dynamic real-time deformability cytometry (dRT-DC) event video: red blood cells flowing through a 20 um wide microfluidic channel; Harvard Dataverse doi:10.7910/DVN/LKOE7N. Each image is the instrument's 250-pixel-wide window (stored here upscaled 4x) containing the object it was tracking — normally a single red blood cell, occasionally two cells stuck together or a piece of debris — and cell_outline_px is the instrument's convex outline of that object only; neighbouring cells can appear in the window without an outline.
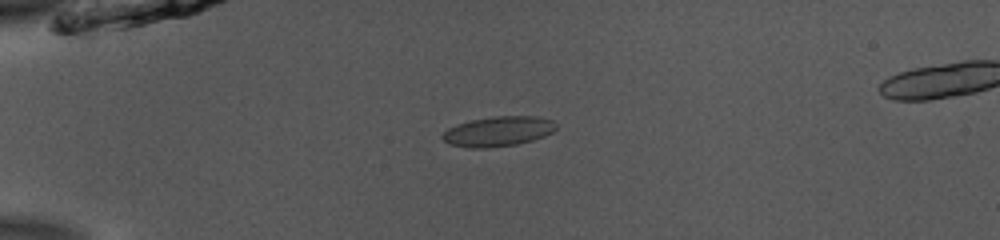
{"species": "common noctule bat (a hibernating species)", "species_latin": "Nyctalus noctula", "temperature_condition": "room temperature", "stored_images_in_passage": 39, "camera_frame_rate_fps": 3000, "um_per_image_px": 0.085, "animal": {"sex": "male", "body_mass_g": 13.0, "forearm_length_mm": 53.1}, "frame": {"image": 1, "passage_image": 1, "time_ms": 0.0, "image_size_px": [1000, 240], "cell_outline_px": [[556, 128], [552, 132], [544, 136], [532, 140], [516, 144], [488, 148], [468, 148], [448, 144], [440, 136], [448, 128], [456, 124], [472, 120], [496, 116], [540, 116], [552, 120], [556, 124]], "centroid_in_image_um": [42.33, 11.17], "position_along_channel_um": 42.7, "area_um2": 19.88}}
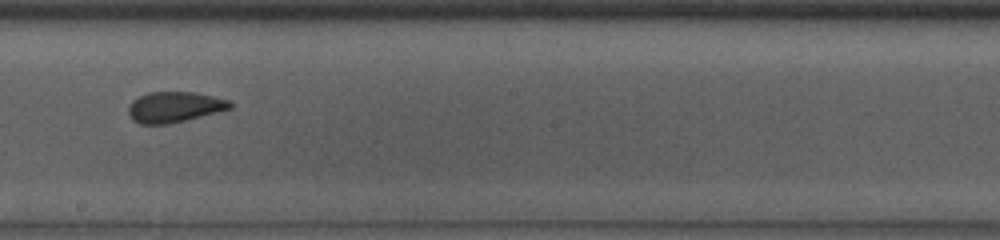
{"frame": {"image": 2, "passage_image": 18, "time_ms": 5.667, "image_size_px": [1000, 240], "cell_outline_px": [[232, 108], [168, 124], [140, 124], [132, 120], [128, 112], [128, 108], [132, 100], [148, 92], [196, 92], [228, 100], [232, 104]], "centroid_in_image_um": [14.79, 9.09], "position_along_channel_um": 233.4, "area_um2": 17.98}}
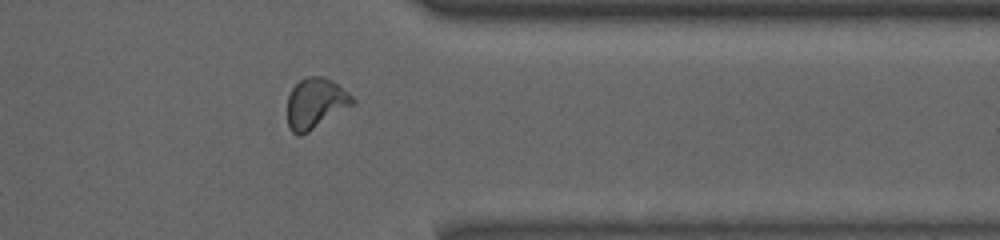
{"frame": {"image": 3, "passage_image": 30, "time_ms": 9.667, "image_size_px": [1000, 240], "cell_outline_px": [[356, 104], [308, 132], [300, 136], [296, 136], [288, 128], [288, 96], [292, 88], [300, 80], [308, 76], [324, 76], [332, 80], [348, 92], [356, 100]], "centroid_in_image_um": [26.84, 8.79], "position_along_channel_um": 384.6, "area_um2": 19.42}, "authors_computed_cell_mechanics": {"area_um2": 18.496, "velocity_mm_per_s": 3.8772, "shape_relaxation_time_tau1_ms": 5.9729, "shape_relaxation_time_tau2_ms": 0.9113, "deformation_change_tau1": 0.1311, "deformation_change_tau2": 0.0346}}